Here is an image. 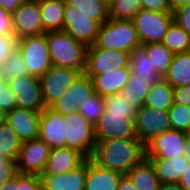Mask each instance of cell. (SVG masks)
<instances>
[{
	"label": "cell",
	"instance_id": "681fc988",
	"mask_svg": "<svg viewBox=\"0 0 190 190\" xmlns=\"http://www.w3.org/2000/svg\"><path fill=\"white\" fill-rule=\"evenodd\" d=\"M179 184L185 190H190V163H189V166L186 167L185 172H183V175L181 177V180L179 181Z\"/></svg>",
	"mask_w": 190,
	"mask_h": 190
},
{
	"label": "cell",
	"instance_id": "ab89813d",
	"mask_svg": "<svg viewBox=\"0 0 190 190\" xmlns=\"http://www.w3.org/2000/svg\"><path fill=\"white\" fill-rule=\"evenodd\" d=\"M17 108L16 98L11 91L8 82L2 79L0 75V109L6 112Z\"/></svg>",
	"mask_w": 190,
	"mask_h": 190
},
{
	"label": "cell",
	"instance_id": "4fadbf2b",
	"mask_svg": "<svg viewBox=\"0 0 190 190\" xmlns=\"http://www.w3.org/2000/svg\"><path fill=\"white\" fill-rule=\"evenodd\" d=\"M76 9V6L65 2L63 31L85 46H92L96 40L100 24L88 15L76 11Z\"/></svg>",
	"mask_w": 190,
	"mask_h": 190
},
{
	"label": "cell",
	"instance_id": "d6986e66",
	"mask_svg": "<svg viewBox=\"0 0 190 190\" xmlns=\"http://www.w3.org/2000/svg\"><path fill=\"white\" fill-rule=\"evenodd\" d=\"M88 158L69 147L52 148L42 174H60L80 167Z\"/></svg>",
	"mask_w": 190,
	"mask_h": 190
},
{
	"label": "cell",
	"instance_id": "484cf974",
	"mask_svg": "<svg viewBox=\"0 0 190 190\" xmlns=\"http://www.w3.org/2000/svg\"><path fill=\"white\" fill-rule=\"evenodd\" d=\"M127 175L137 190H160L161 183L152 163L147 158L135 165Z\"/></svg>",
	"mask_w": 190,
	"mask_h": 190
},
{
	"label": "cell",
	"instance_id": "bcb514c9",
	"mask_svg": "<svg viewBox=\"0 0 190 190\" xmlns=\"http://www.w3.org/2000/svg\"><path fill=\"white\" fill-rule=\"evenodd\" d=\"M14 34L12 14L0 7V35Z\"/></svg>",
	"mask_w": 190,
	"mask_h": 190
},
{
	"label": "cell",
	"instance_id": "74e56055",
	"mask_svg": "<svg viewBox=\"0 0 190 190\" xmlns=\"http://www.w3.org/2000/svg\"><path fill=\"white\" fill-rule=\"evenodd\" d=\"M171 128L188 133L190 128V107L173 103L168 109Z\"/></svg>",
	"mask_w": 190,
	"mask_h": 190
},
{
	"label": "cell",
	"instance_id": "9a60e30c",
	"mask_svg": "<svg viewBox=\"0 0 190 190\" xmlns=\"http://www.w3.org/2000/svg\"><path fill=\"white\" fill-rule=\"evenodd\" d=\"M13 33L19 40L43 34L42 16L38 0H27L12 13Z\"/></svg>",
	"mask_w": 190,
	"mask_h": 190
},
{
	"label": "cell",
	"instance_id": "5bb4252c",
	"mask_svg": "<svg viewBox=\"0 0 190 190\" xmlns=\"http://www.w3.org/2000/svg\"><path fill=\"white\" fill-rule=\"evenodd\" d=\"M188 133L174 129L155 136L146 144L147 159H169L185 155V142Z\"/></svg>",
	"mask_w": 190,
	"mask_h": 190
},
{
	"label": "cell",
	"instance_id": "83f0119b",
	"mask_svg": "<svg viewBox=\"0 0 190 190\" xmlns=\"http://www.w3.org/2000/svg\"><path fill=\"white\" fill-rule=\"evenodd\" d=\"M173 96L174 88L164 78H161L150 88L144 105L155 109L168 110L174 103Z\"/></svg>",
	"mask_w": 190,
	"mask_h": 190
},
{
	"label": "cell",
	"instance_id": "5b68a950",
	"mask_svg": "<svg viewBox=\"0 0 190 190\" xmlns=\"http://www.w3.org/2000/svg\"><path fill=\"white\" fill-rule=\"evenodd\" d=\"M141 45L162 42L170 25L173 12L140 9L132 19Z\"/></svg>",
	"mask_w": 190,
	"mask_h": 190
},
{
	"label": "cell",
	"instance_id": "ac0fdd59",
	"mask_svg": "<svg viewBox=\"0 0 190 190\" xmlns=\"http://www.w3.org/2000/svg\"><path fill=\"white\" fill-rule=\"evenodd\" d=\"M39 139L50 148L65 147L64 115L46 107L40 114Z\"/></svg>",
	"mask_w": 190,
	"mask_h": 190
},
{
	"label": "cell",
	"instance_id": "b9f144b4",
	"mask_svg": "<svg viewBox=\"0 0 190 190\" xmlns=\"http://www.w3.org/2000/svg\"><path fill=\"white\" fill-rule=\"evenodd\" d=\"M18 39L14 34L0 35V69L8 56L17 47Z\"/></svg>",
	"mask_w": 190,
	"mask_h": 190
},
{
	"label": "cell",
	"instance_id": "d6a6232c",
	"mask_svg": "<svg viewBox=\"0 0 190 190\" xmlns=\"http://www.w3.org/2000/svg\"><path fill=\"white\" fill-rule=\"evenodd\" d=\"M131 72L143 78H163L157 68L151 63L147 54L141 49H137L131 54Z\"/></svg>",
	"mask_w": 190,
	"mask_h": 190
},
{
	"label": "cell",
	"instance_id": "9c48e42d",
	"mask_svg": "<svg viewBox=\"0 0 190 190\" xmlns=\"http://www.w3.org/2000/svg\"><path fill=\"white\" fill-rule=\"evenodd\" d=\"M135 132L146 145L155 136L172 129L168 110H160L143 105L135 116Z\"/></svg>",
	"mask_w": 190,
	"mask_h": 190
},
{
	"label": "cell",
	"instance_id": "816d5d0a",
	"mask_svg": "<svg viewBox=\"0 0 190 190\" xmlns=\"http://www.w3.org/2000/svg\"><path fill=\"white\" fill-rule=\"evenodd\" d=\"M185 158L190 163V134L186 135V142H185Z\"/></svg>",
	"mask_w": 190,
	"mask_h": 190
},
{
	"label": "cell",
	"instance_id": "44dd1931",
	"mask_svg": "<svg viewBox=\"0 0 190 190\" xmlns=\"http://www.w3.org/2000/svg\"><path fill=\"white\" fill-rule=\"evenodd\" d=\"M122 175L120 172L102 168L88 158L84 190H117Z\"/></svg>",
	"mask_w": 190,
	"mask_h": 190
},
{
	"label": "cell",
	"instance_id": "2e32d148",
	"mask_svg": "<svg viewBox=\"0 0 190 190\" xmlns=\"http://www.w3.org/2000/svg\"><path fill=\"white\" fill-rule=\"evenodd\" d=\"M134 120L127 118V114L108 113L104 110L95 125L97 142L110 138L137 137Z\"/></svg>",
	"mask_w": 190,
	"mask_h": 190
},
{
	"label": "cell",
	"instance_id": "60d3db41",
	"mask_svg": "<svg viewBox=\"0 0 190 190\" xmlns=\"http://www.w3.org/2000/svg\"><path fill=\"white\" fill-rule=\"evenodd\" d=\"M18 174L16 160L7 159L0 153V187Z\"/></svg>",
	"mask_w": 190,
	"mask_h": 190
},
{
	"label": "cell",
	"instance_id": "277c9868",
	"mask_svg": "<svg viewBox=\"0 0 190 190\" xmlns=\"http://www.w3.org/2000/svg\"><path fill=\"white\" fill-rule=\"evenodd\" d=\"M65 147L92 158L96 148L95 126L78 111L64 115Z\"/></svg>",
	"mask_w": 190,
	"mask_h": 190
},
{
	"label": "cell",
	"instance_id": "836d02e7",
	"mask_svg": "<svg viewBox=\"0 0 190 190\" xmlns=\"http://www.w3.org/2000/svg\"><path fill=\"white\" fill-rule=\"evenodd\" d=\"M0 75L6 82L13 80L15 77L30 75L17 47L3 63Z\"/></svg>",
	"mask_w": 190,
	"mask_h": 190
},
{
	"label": "cell",
	"instance_id": "8fae6325",
	"mask_svg": "<svg viewBox=\"0 0 190 190\" xmlns=\"http://www.w3.org/2000/svg\"><path fill=\"white\" fill-rule=\"evenodd\" d=\"M8 84L16 98L17 108L40 113L46 108L39 77L32 75L19 76L9 81Z\"/></svg>",
	"mask_w": 190,
	"mask_h": 190
},
{
	"label": "cell",
	"instance_id": "d4e9b609",
	"mask_svg": "<svg viewBox=\"0 0 190 190\" xmlns=\"http://www.w3.org/2000/svg\"><path fill=\"white\" fill-rule=\"evenodd\" d=\"M160 78H143L140 75L131 73L126 86L121 90V94L132 103L141 108L145 102L150 88L159 81Z\"/></svg>",
	"mask_w": 190,
	"mask_h": 190
},
{
	"label": "cell",
	"instance_id": "7a4b0ae2",
	"mask_svg": "<svg viewBox=\"0 0 190 190\" xmlns=\"http://www.w3.org/2000/svg\"><path fill=\"white\" fill-rule=\"evenodd\" d=\"M47 45L54 66L85 72L87 46L65 31L48 32Z\"/></svg>",
	"mask_w": 190,
	"mask_h": 190
},
{
	"label": "cell",
	"instance_id": "7bdbcfd3",
	"mask_svg": "<svg viewBox=\"0 0 190 190\" xmlns=\"http://www.w3.org/2000/svg\"><path fill=\"white\" fill-rule=\"evenodd\" d=\"M173 19L190 37V3L174 9Z\"/></svg>",
	"mask_w": 190,
	"mask_h": 190
},
{
	"label": "cell",
	"instance_id": "30bf717a",
	"mask_svg": "<svg viewBox=\"0 0 190 190\" xmlns=\"http://www.w3.org/2000/svg\"><path fill=\"white\" fill-rule=\"evenodd\" d=\"M80 74L78 70L52 65L39 77L42 95L46 107H50L69 88Z\"/></svg>",
	"mask_w": 190,
	"mask_h": 190
},
{
	"label": "cell",
	"instance_id": "f35d334b",
	"mask_svg": "<svg viewBox=\"0 0 190 190\" xmlns=\"http://www.w3.org/2000/svg\"><path fill=\"white\" fill-rule=\"evenodd\" d=\"M104 112V97L95 93L83 105L79 113L94 126L99 122L100 116Z\"/></svg>",
	"mask_w": 190,
	"mask_h": 190
},
{
	"label": "cell",
	"instance_id": "f907efd6",
	"mask_svg": "<svg viewBox=\"0 0 190 190\" xmlns=\"http://www.w3.org/2000/svg\"><path fill=\"white\" fill-rule=\"evenodd\" d=\"M160 190H185L179 183L161 184Z\"/></svg>",
	"mask_w": 190,
	"mask_h": 190
},
{
	"label": "cell",
	"instance_id": "7402d4cb",
	"mask_svg": "<svg viewBox=\"0 0 190 190\" xmlns=\"http://www.w3.org/2000/svg\"><path fill=\"white\" fill-rule=\"evenodd\" d=\"M131 73V67H123L120 69H115L111 72L93 76L92 82L95 92L102 97L120 93L126 86Z\"/></svg>",
	"mask_w": 190,
	"mask_h": 190
},
{
	"label": "cell",
	"instance_id": "ee69618b",
	"mask_svg": "<svg viewBox=\"0 0 190 190\" xmlns=\"http://www.w3.org/2000/svg\"><path fill=\"white\" fill-rule=\"evenodd\" d=\"M141 9L160 12H173L170 0H142Z\"/></svg>",
	"mask_w": 190,
	"mask_h": 190
},
{
	"label": "cell",
	"instance_id": "4dcf8cb0",
	"mask_svg": "<svg viewBox=\"0 0 190 190\" xmlns=\"http://www.w3.org/2000/svg\"><path fill=\"white\" fill-rule=\"evenodd\" d=\"M162 43L173 53H184L190 51V37L179 25L173 22Z\"/></svg>",
	"mask_w": 190,
	"mask_h": 190
},
{
	"label": "cell",
	"instance_id": "d590c367",
	"mask_svg": "<svg viewBox=\"0 0 190 190\" xmlns=\"http://www.w3.org/2000/svg\"><path fill=\"white\" fill-rule=\"evenodd\" d=\"M104 110L108 113L127 114V118L135 119L139 108L132 105L121 93H116L104 97Z\"/></svg>",
	"mask_w": 190,
	"mask_h": 190
},
{
	"label": "cell",
	"instance_id": "7c38bea8",
	"mask_svg": "<svg viewBox=\"0 0 190 190\" xmlns=\"http://www.w3.org/2000/svg\"><path fill=\"white\" fill-rule=\"evenodd\" d=\"M50 146L37 138L24 141L16 160L19 174L41 175L50 153Z\"/></svg>",
	"mask_w": 190,
	"mask_h": 190
},
{
	"label": "cell",
	"instance_id": "f546056e",
	"mask_svg": "<svg viewBox=\"0 0 190 190\" xmlns=\"http://www.w3.org/2000/svg\"><path fill=\"white\" fill-rule=\"evenodd\" d=\"M140 48L147 54L158 72L164 76L172 62L174 54L162 42L144 44Z\"/></svg>",
	"mask_w": 190,
	"mask_h": 190
},
{
	"label": "cell",
	"instance_id": "603a6c76",
	"mask_svg": "<svg viewBox=\"0 0 190 190\" xmlns=\"http://www.w3.org/2000/svg\"><path fill=\"white\" fill-rule=\"evenodd\" d=\"M156 172V176L161 184L179 183L183 172L189 166L185 156H177L169 159H148Z\"/></svg>",
	"mask_w": 190,
	"mask_h": 190
},
{
	"label": "cell",
	"instance_id": "1f68e13d",
	"mask_svg": "<svg viewBox=\"0 0 190 190\" xmlns=\"http://www.w3.org/2000/svg\"><path fill=\"white\" fill-rule=\"evenodd\" d=\"M21 144L17 133L7 123L0 126V153L3 156L17 160Z\"/></svg>",
	"mask_w": 190,
	"mask_h": 190
},
{
	"label": "cell",
	"instance_id": "3957f363",
	"mask_svg": "<svg viewBox=\"0 0 190 190\" xmlns=\"http://www.w3.org/2000/svg\"><path fill=\"white\" fill-rule=\"evenodd\" d=\"M93 45L103 50L125 51L131 54L141 47L133 21L112 18L100 25Z\"/></svg>",
	"mask_w": 190,
	"mask_h": 190
},
{
	"label": "cell",
	"instance_id": "c3c4849f",
	"mask_svg": "<svg viewBox=\"0 0 190 190\" xmlns=\"http://www.w3.org/2000/svg\"><path fill=\"white\" fill-rule=\"evenodd\" d=\"M117 190H137L127 174H123Z\"/></svg>",
	"mask_w": 190,
	"mask_h": 190
},
{
	"label": "cell",
	"instance_id": "f1b7e54d",
	"mask_svg": "<svg viewBox=\"0 0 190 190\" xmlns=\"http://www.w3.org/2000/svg\"><path fill=\"white\" fill-rule=\"evenodd\" d=\"M67 4L76 6V11L88 15L100 25L109 17V5L104 0H65Z\"/></svg>",
	"mask_w": 190,
	"mask_h": 190
},
{
	"label": "cell",
	"instance_id": "cb8c5ba5",
	"mask_svg": "<svg viewBox=\"0 0 190 190\" xmlns=\"http://www.w3.org/2000/svg\"><path fill=\"white\" fill-rule=\"evenodd\" d=\"M65 0H38L42 16L43 34L63 31Z\"/></svg>",
	"mask_w": 190,
	"mask_h": 190
},
{
	"label": "cell",
	"instance_id": "52a82bcc",
	"mask_svg": "<svg viewBox=\"0 0 190 190\" xmlns=\"http://www.w3.org/2000/svg\"><path fill=\"white\" fill-rule=\"evenodd\" d=\"M95 93L92 78L85 72L80 73L69 86L68 90L50 108L62 115L76 111L79 112L88 99Z\"/></svg>",
	"mask_w": 190,
	"mask_h": 190
},
{
	"label": "cell",
	"instance_id": "ffe728a7",
	"mask_svg": "<svg viewBox=\"0 0 190 190\" xmlns=\"http://www.w3.org/2000/svg\"><path fill=\"white\" fill-rule=\"evenodd\" d=\"M42 190H84L86 161L78 168L60 174H41Z\"/></svg>",
	"mask_w": 190,
	"mask_h": 190
},
{
	"label": "cell",
	"instance_id": "7dc6e473",
	"mask_svg": "<svg viewBox=\"0 0 190 190\" xmlns=\"http://www.w3.org/2000/svg\"><path fill=\"white\" fill-rule=\"evenodd\" d=\"M27 0H0V7L9 13H13L22 3Z\"/></svg>",
	"mask_w": 190,
	"mask_h": 190
},
{
	"label": "cell",
	"instance_id": "11a10c76",
	"mask_svg": "<svg viewBox=\"0 0 190 190\" xmlns=\"http://www.w3.org/2000/svg\"><path fill=\"white\" fill-rule=\"evenodd\" d=\"M108 5L113 1V0H104Z\"/></svg>",
	"mask_w": 190,
	"mask_h": 190
},
{
	"label": "cell",
	"instance_id": "8d00e7d4",
	"mask_svg": "<svg viewBox=\"0 0 190 190\" xmlns=\"http://www.w3.org/2000/svg\"><path fill=\"white\" fill-rule=\"evenodd\" d=\"M0 190H42L39 175L18 174L5 182Z\"/></svg>",
	"mask_w": 190,
	"mask_h": 190
},
{
	"label": "cell",
	"instance_id": "f5cc1de1",
	"mask_svg": "<svg viewBox=\"0 0 190 190\" xmlns=\"http://www.w3.org/2000/svg\"><path fill=\"white\" fill-rule=\"evenodd\" d=\"M170 1H171L173 10L190 3V0H170Z\"/></svg>",
	"mask_w": 190,
	"mask_h": 190
},
{
	"label": "cell",
	"instance_id": "4316f807",
	"mask_svg": "<svg viewBox=\"0 0 190 190\" xmlns=\"http://www.w3.org/2000/svg\"><path fill=\"white\" fill-rule=\"evenodd\" d=\"M163 78L173 87L190 83V51L174 54Z\"/></svg>",
	"mask_w": 190,
	"mask_h": 190
},
{
	"label": "cell",
	"instance_id": "e575fe53",
	"mask_svg": "<svg viewBox=\"0 0 190 190\" xmlns=\"http://www.w3.org/2000/svg\"><path fill=\"white\" fill-rule=\"evenodd\" d=\"M141 6L142 0H113L109 4V17L115 20H132Z\"/></svg>",
	"mask_w": 190,
	"mask_h": 190
},
{
	"label": "cell",
	"instance_id": "f6af8a7d",
	"mask_svg": "<svg viewBox=\"0 0 190 190\" xmlns=\"http://www.w3.org/2000/svg\"><path fill=\"white\" fill-rule=\"evenodd\" d=\"M174 103L190 107V83L174 88Z\"/></svg>",
	"mask_w": 190,
	"mask_h": 190
},
{
	"label": "cell",
	"instance_id": "8992f818",
	"mask_svg": "<svg viewBox=\"0 0 190 190\" xmlns=\"http://www.w3.org/2000/svg\"><path fill=\"white\" fill-rule=\"evenodd\" d=\"M24 64L30 75L41 77L53 65L47 45V33L18 40Z\"/></svg>",
	"mask_w": 190,
	"mask_h": 190
},
{
	"label": "cell",
	"instance_id": "6da1fadb",
	"mask_svg": "<svg viewBox=\"0 0 190 190\" xmlns=\"http://www.w3.org/2000/svg\"><path fill=\"white\" fill-rule=\"evenodd\" d=\"M146 158V145L138 138H110L96 143L92 160L100 167L127 174Z\"/></svg>",
	"mask_w": 190,
	"mask_h": 190
},
{
	"label": "cell",
	"instance_id": "e0dca14e",
	"mask_svg": "<svg viewBox=\"0 0 190 190\" xmlns=\"http://www.w3.org/2000/svg\"><path fill=\"white\" fill-rule=\"evenodd\" d=\"M40 114L29 109L14 108L7 112L6 123L17 133L22 142L37 139Z\"/></svg>",
	"mask_w": 190,
	"mask_h": 190
},
{
	"label": "cell",
	"instance_id": "db71d44e",
	"mask_svg": "<svg viewBox=\"0 0 190 190\" xmlns=\"http://www.w3.org/2000/svg\"><path fill=\"white\" fill-rule=\"evenodd\" d=\"M7 117V112L3 109H0V126L6 124V118Z\"/></svg>",
	"mask_w": 190,
	"mask_h": 190
},
{
	"label": "cell",
	"instance_id": "ba28073f",
	"mask_svg": "<svg viewBox=\"0 0 190 190\" xmlns=\"http://www.w3.org/2000/svg\"><path fill=\"white\" fill-rule=\"evenodd\" d=\"M130 59L131 53L110 49L103 50L92 45L87 49L85 73L92 78L115 69L130 67Z\"/></svg>",
	"mask_w": 190,
	"mask_h": 190
}]
</instances>
